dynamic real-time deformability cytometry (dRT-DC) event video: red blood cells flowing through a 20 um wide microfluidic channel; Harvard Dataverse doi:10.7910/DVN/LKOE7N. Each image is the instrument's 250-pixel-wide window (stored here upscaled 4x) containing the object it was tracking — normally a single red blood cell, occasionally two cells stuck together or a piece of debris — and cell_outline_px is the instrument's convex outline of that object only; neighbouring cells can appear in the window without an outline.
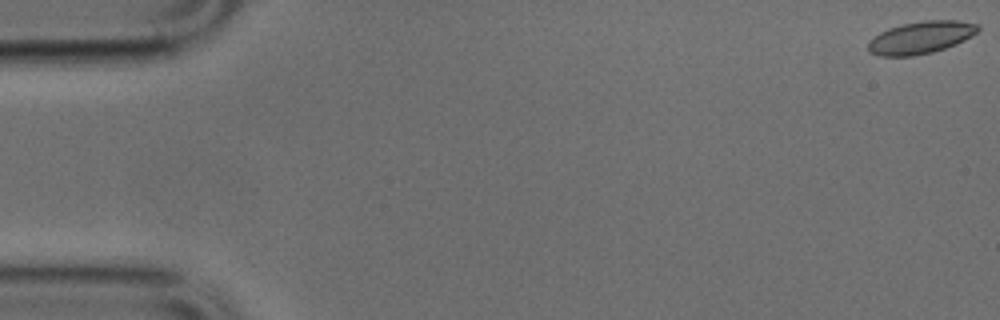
{"species": "common noctule bat (a hibernating species)", "species_latin": "Nyctalus noctula", "temperature_condition": "cold", "stored_images_in_passage": 51, "camera_frame_rate_fps": 3000, "um_per_image_px": 0.085, "animal": {"sex": "male", "body_mass_g": 17.9, "forearm_length_mm": 54.2}, "frame": {"image": 1, "passage_image": 1, "time_ms": 0.0, "image_size_px": [1000, 320], "cell_outline_px": [[980, 28], [972, 36], [956, 44], [932, 52], [912, 56], [880, 56], [868, 52], [868, 40], [880, 32], [888, 28], [904, 24], [924, 20], [956, 20], [980, 24]], "centroid_in_image_um": [78.26, 3.19], "position_along_channel_um": 6.7, "area_um2": 20.75}}
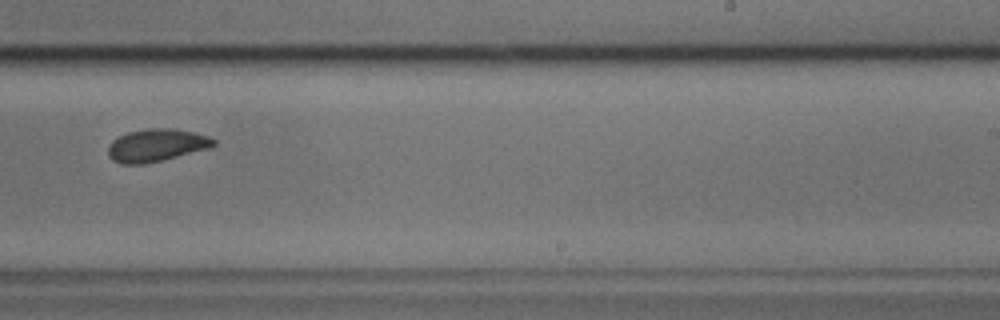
{"frame": {"image": 2, "passage_image": 32, "time_ms": 10.333, "image_size_px": [1000, 320], "cell_outline_px": [[216, 144], [208, 148], [144, 164], [120, 164], [112, 160], [108, 156], [108, 148], [112, 140], [128, 132], [148, 128], [172, 128], [192, 132], [208, 136], [216, 140]], "centroid_in_image_um": [13.26, 12.34], "position_along_channel_um": 275.7, "area_um2": 19.83}}
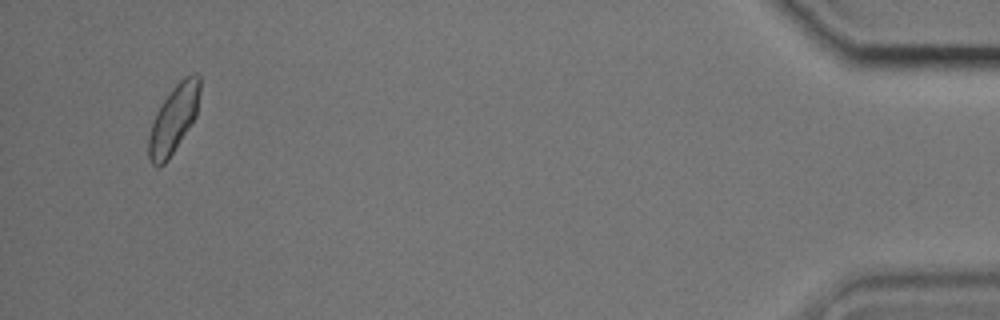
{"frame": {"image": 3, "passage_image": 49, "time_ms": 16.0, "image_size_px": [1000, 320], "cell_outline_px": [[200, 92], [196, 116], [168, 160], [160, 168], [156, 168], [148, 160], [148, 136], [156, 112], [160, 104], [172, 88], [184, 76], [196, 72], [200, 76]], "centroid_in_image_um": [14.74, 10.13], "position_along_channel_um": 420.5, "area_um2": 20.46}}